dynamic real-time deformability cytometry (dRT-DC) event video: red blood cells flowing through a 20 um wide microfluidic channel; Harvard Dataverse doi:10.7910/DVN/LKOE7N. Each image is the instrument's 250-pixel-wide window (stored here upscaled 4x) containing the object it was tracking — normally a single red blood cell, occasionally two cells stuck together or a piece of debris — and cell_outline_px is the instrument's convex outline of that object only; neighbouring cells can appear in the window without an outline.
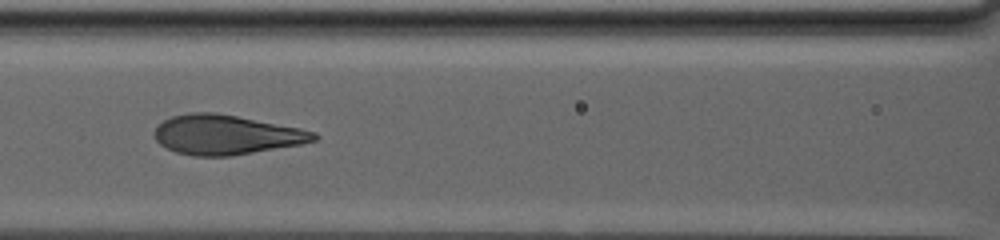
{"species": "human", "species_latin": "Homo sapiens", "temperature_condition": "warm", "stored_images_in_passage": 19, "camera_frame_rate_fps": 3000, "um_per_image_px": 0.085, "donor": {"sex": "male"}, "frame": {"image": 1, "passage_image": 11, "time_ms": 3.333, "image_size_px": [1000, 240], "cell_outline_px": [[320, 136], [316, 140], [300, 144], [228, 156], [192, 156], [176, 152], [160, 144], [152, 136], [152, 132], [164, 120], [172, 116], [188, 112], [216, 112], [300, 128], [316, 132]], "centroid_in_image_um": [19.18, 11.44], "position_along_channel_um": 147.4, "area_um2": 36.7}}